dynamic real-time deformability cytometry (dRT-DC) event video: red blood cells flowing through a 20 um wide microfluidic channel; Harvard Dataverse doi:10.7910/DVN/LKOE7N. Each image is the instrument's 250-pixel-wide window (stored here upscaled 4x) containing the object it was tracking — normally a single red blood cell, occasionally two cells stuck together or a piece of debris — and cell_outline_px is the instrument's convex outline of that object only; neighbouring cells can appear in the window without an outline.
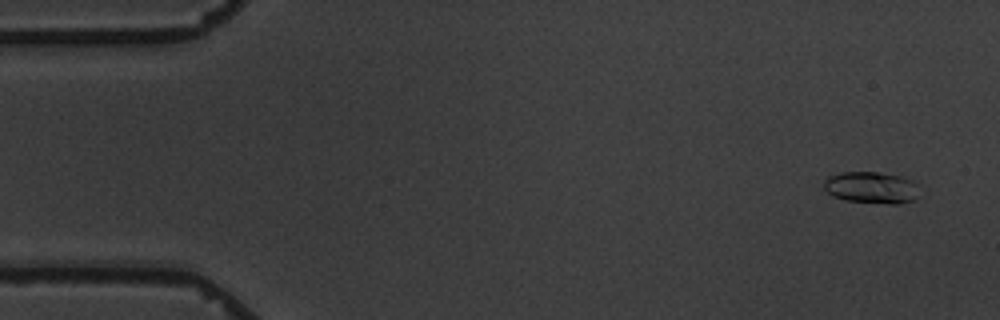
{"species": "common noctule bat (a hibernating species)", "species_latin": "Nyctalus noctula", "temperature_condition": "warm", "stored_images_in_passage": 5, "camera_frame_rate_fps": 3000, "um_per_image_px": 0.085, "animal": {"sex": "male", "body_mass_g": 19.5, "forearm_length_mm": 54.6}, "frame": {"image": 1, "passage_image": 1, "time_ms": 0.0, "image_size_px": [1000, 320], "cell_outline_px": [[916, 200], [900, 204], [888, 204], [848, 200], [832, 196], [824, 188], [824, 180], [828, 176], [840, 172], [876, 172], [900, 176], [912, 180], [916, 184]], "centroid_in_image_um": [74.05, 15.94], "position_along_channel_um": 10.9, "area_um2": 17.57}}
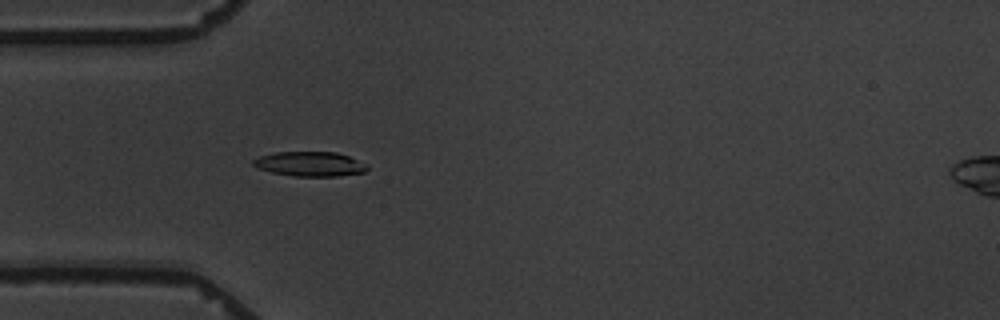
{"frame": {"image": 2, "passage_image": 5, "time_ms": 4.667, "image_size_px": [1000, 320], "cell_outline_px": [[368, 168], [364, 172], [336, 176], [296, 176], [272, 172], [256, 168], [252, 164], [252, 160], [260, 156], [276, 152], [336, 152], [348, 156], [364, 164]], "centroid_in_image_um": [26.29, 13.93], "position_along_channel_um": 58.7, "area_um2": 16.13}}